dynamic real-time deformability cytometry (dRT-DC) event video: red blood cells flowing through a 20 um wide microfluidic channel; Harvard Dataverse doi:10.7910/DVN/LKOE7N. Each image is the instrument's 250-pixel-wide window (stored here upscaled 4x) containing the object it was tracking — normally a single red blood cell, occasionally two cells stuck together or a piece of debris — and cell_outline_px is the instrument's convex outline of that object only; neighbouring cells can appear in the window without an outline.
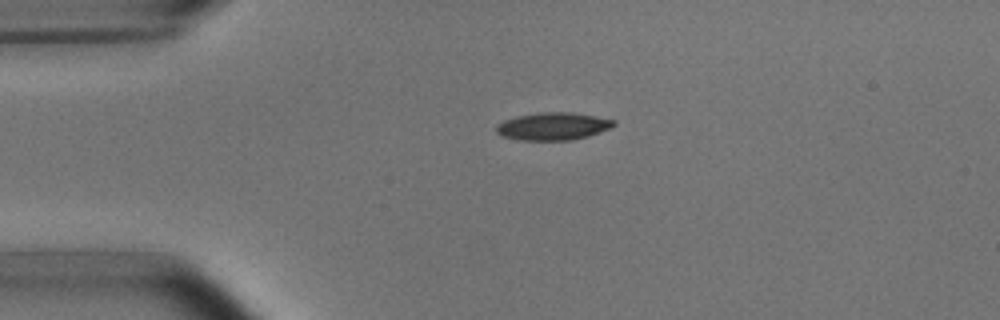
{"species": "common noctule bat (a hibernating species)", "species_latin": "Nyctalus noctula", "temperature_condition": "room temperature", "stored_images_in_passage": 3, "camera_frame_rate_fps": 3000, "um_per_image_px": 0.085, "animal": {"sex": "male", "body_mass_g": 15.6}, "frame": {"image": 1, "passage_image": 1, "time_ms": 0.0, "image_size_px": [1000, 320], "cell_outline_px": [[616, 124], [612, 128], [588, 136], [572, 140], [520, 140], [500, 136], [496, 132], [496, 128], [504, 120], [516, 116], [540, 112], [568, 112], [616, 120]], "centroid_in_image_um": [47.01, 10.74], "position_along_channel_um": 38.0, "area_um2": 18.84}}